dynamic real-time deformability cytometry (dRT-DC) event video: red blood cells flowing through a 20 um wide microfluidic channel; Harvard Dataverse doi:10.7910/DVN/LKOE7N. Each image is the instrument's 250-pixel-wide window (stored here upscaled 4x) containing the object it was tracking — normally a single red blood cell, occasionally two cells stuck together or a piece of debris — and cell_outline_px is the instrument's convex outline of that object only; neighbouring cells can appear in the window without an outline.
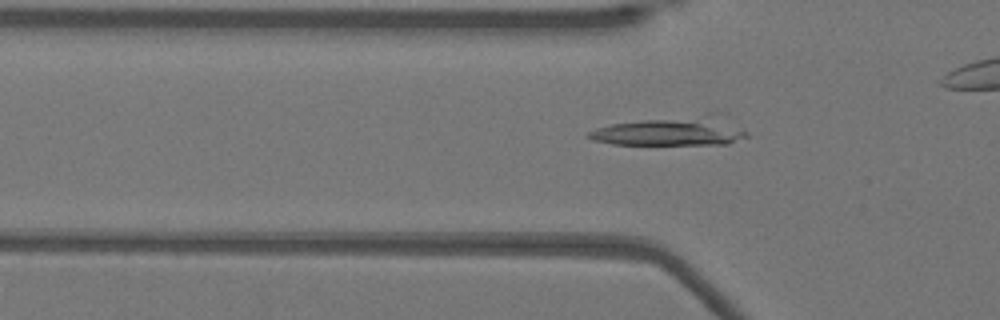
{"species": "Egyptian fruit bat (a non-hibernating species)", "species_latin": "Rousettus aegyptiacus", "temperature_condition": "warm", "stored_images_in_passage": 43, "camera_frame_rate_fps": 3000, "um_per_image_px": 0.085, "animal": {"sex": "female"}, "frame": {"image": 1, "passage_image": 17, "time_ms": 5.333, "image_size_px": [1000, 320], "cell_outline_px": [[748, 136], [728, 144], [612, 144], [592, 140], [584, 136], [588, 132], [596, 128], [612, 124], [640, 120], [712, 112], [720, 112], [744, 128], [748, 132]], "centroid_in_image_um": [57.17, 11.12], "position_along_channel_um": 68.6, "area_um2": 27.4}}
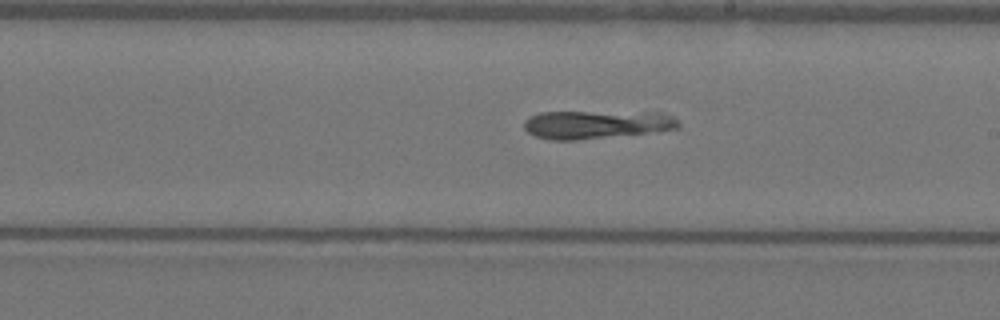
{"frame": {"image": 2, "passage_image": 30, "time_ms": 9.667, "image_size_px": [1000, 320], "cell_outline_px": [[680, 128], [660, 132], [576, 140], [548, 140], [536, 136], [528, 132], [524, 128], [524, 120], [528, 116], [540, 112], [664, 112], [672, 116], [680, 124]], "centroid_in_image_um": [50.74, 10.58], "position_along_channel_um": 238.3, "area_um2": 25.95}}
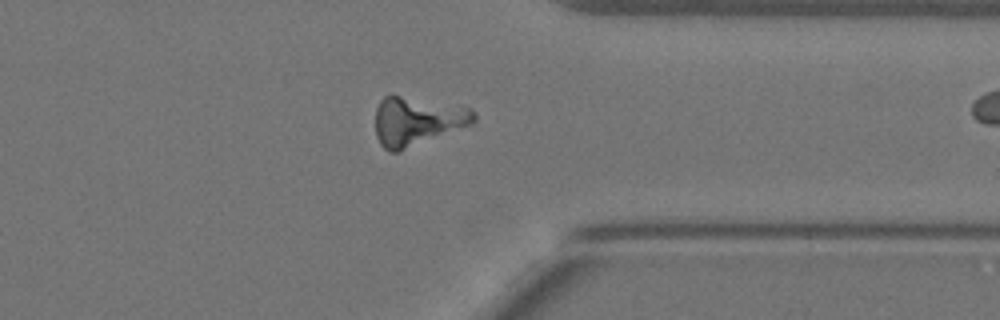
{"frame": {"image": 3, "passage_image": 41, "time_ms": 13.333, "image_size_px": [1000, 320], "cell_outline_px": [[476, 120], [472, 124], [400, 152], [388, 152], [380, 144], [376, 136], [376, 108], [380, 100], [384, 96], [392, 92], [472, 108], [476, 112]], "centroid_in_image_um": [35.44, 10.26], "position_along_channel_um": 376.0, "area_um2": 28.84}}